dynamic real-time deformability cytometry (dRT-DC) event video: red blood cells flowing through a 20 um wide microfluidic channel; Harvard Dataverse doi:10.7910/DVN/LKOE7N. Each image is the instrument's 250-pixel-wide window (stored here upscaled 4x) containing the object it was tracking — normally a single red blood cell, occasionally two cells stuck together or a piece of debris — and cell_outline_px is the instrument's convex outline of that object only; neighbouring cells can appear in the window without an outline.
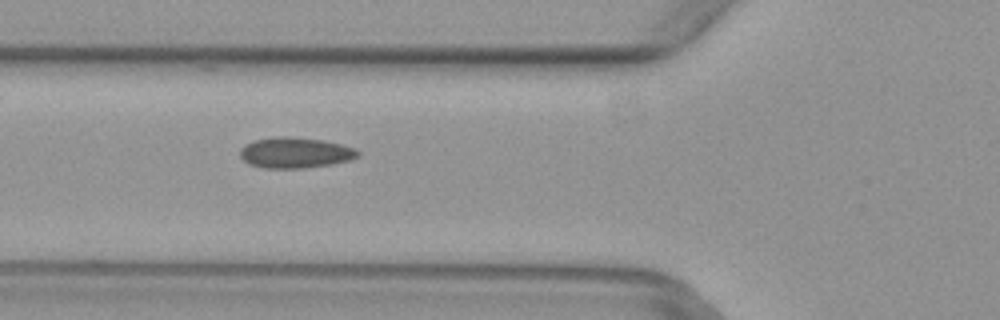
{"species": "common noctule bat (a hibernating species)", "species_latin": "Nyctalus noctula", "temperature_condition": "warm", "stored_images_in_passage": 8, "camera_frame_rate_fps": 3000, "um_per_image_px": 0.085, "animal": {"sex": "female", "body_mass_g": 29.2, "forearm_length_mm": 56.3}, "frame": {"image": 1, "passage_image": 6, "time_ms": 1.667, "image_size_px": [1000, 320], "cell_outline_px": [[360, 152], [356, 156], [348, 160], [328, 164], [304, 168], [264, 168], [248, 164], [240, 156], [240, 148], [244, 144], [252, 140], [272, 136], [284, 136], [324, 140], [340, 144], [352, 148]], "centroid_in_image_um": [24.99, 12.96], "position_along_channel_um": 100.8, "area_um2": 20.98}}